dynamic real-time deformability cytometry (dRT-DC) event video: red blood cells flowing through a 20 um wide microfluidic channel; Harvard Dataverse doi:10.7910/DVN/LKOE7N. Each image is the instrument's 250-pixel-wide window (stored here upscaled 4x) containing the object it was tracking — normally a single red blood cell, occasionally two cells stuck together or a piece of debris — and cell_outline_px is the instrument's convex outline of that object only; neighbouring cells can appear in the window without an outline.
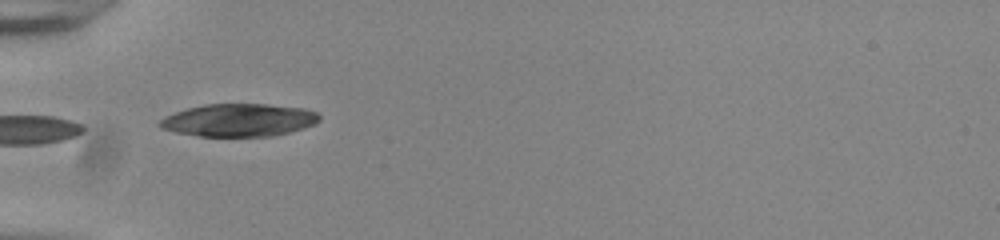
{"species": "common noctule bat (a hibernating species)", "species_latin": "Nyctalus noctula", "temperature_condition": "room temperature", "stored_images_in_passage": 6, "camera_frame_rate_fps": 3000, "um_per_image_px": 0.085, "animal": {"sex": "male", "body_mass_g": 20.0, "forearm_length_mm": 53.3}, "frame": {"image": 1, "passage_image": 1, "time_ms": 0.0, "image_size_px": [1000, 240], "cell_outline_px": [[320, 120], [316, 124], [304, 128], [272, 136], [200, 136], [176, 132], [160, 128], [156, 124], [164, 116], [188, 108], [204, 104], [268, 104], [304, 108], [316, 112], [320, 116]], "centroid_in_image_um": [20.31, 10.2], "position_along_channel_um": 64.7, "area_um2": 30.52}}